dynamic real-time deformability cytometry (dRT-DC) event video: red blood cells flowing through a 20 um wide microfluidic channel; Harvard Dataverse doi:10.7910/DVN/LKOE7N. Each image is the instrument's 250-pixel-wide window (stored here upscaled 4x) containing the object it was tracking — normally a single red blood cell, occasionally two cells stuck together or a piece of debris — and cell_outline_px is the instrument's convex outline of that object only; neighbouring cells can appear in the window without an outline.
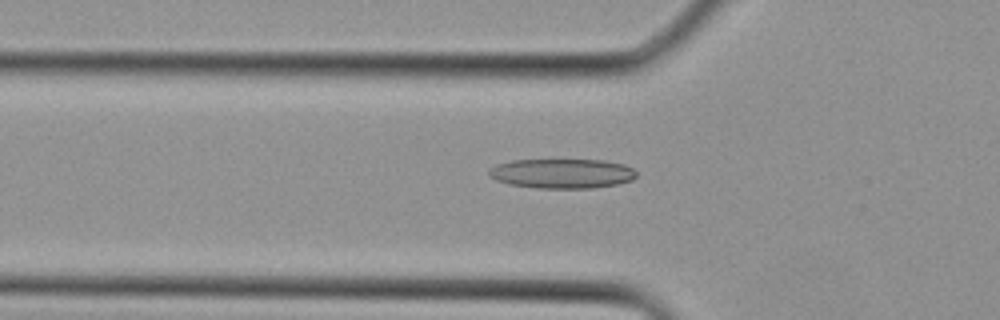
{"species": "Egyptian fruit bat (a non-hibernating species)", "species_latin": "Rousettus aegyptiacus", "temperature_condition": "cold", "stored_images_in_passage": 2, "camera_frame_rate_fps": 3000, "um_per_image_px": 0.085, "animal": {"sex": "female"}, "frame": {"image": 1, "passage_image": 2, "time_ms": 0.333, "image_size_px": [1000, 320], "cell_outline_px": [[636, 176], [632, 180], [616, 184], [592, 188], [536, 188], [508, 184], [496, 180], [488, 176], [488, 168], [496, 164], [512, 160], [604, 160], [624, 164], [632, 168], [636, 172]], "centroid_in_image_um": [47.73, 14.74], "position_along_channel_um": 78.1, "area_um2": 25.61}}